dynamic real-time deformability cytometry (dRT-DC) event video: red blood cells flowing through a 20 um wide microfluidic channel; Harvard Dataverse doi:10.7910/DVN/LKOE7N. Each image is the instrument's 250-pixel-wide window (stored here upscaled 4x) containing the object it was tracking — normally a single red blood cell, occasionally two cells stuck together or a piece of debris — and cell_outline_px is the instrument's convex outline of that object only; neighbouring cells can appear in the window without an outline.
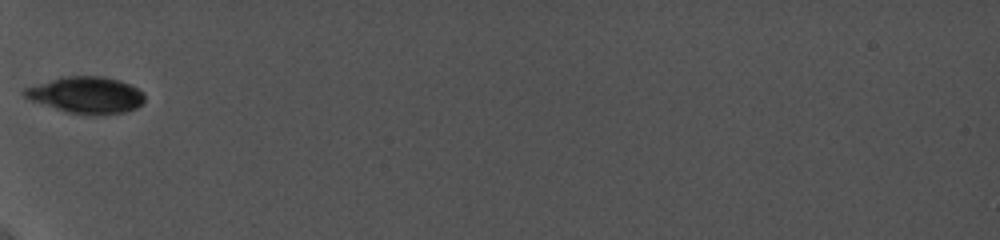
{"species": "common noctule bat (a hibernating species)", "species_latin": "Nyctalus noctula", "temperature_condition": "cold", "stored_images_in_passage": 13, "camera_frame_rate_fps": 5000, "um_per_image_px": 0.085, "animal": {"sex": "female", "body_mass_g": 19.0, "forearm_length_mm": 56.7}, "frame": {"image": 1, "passage_image": 1, "time_ms": 0.0, "image_size_px": [1000, 240], "cell_outline_px": [[144, 100], [136, 108], [124, 112], [92, 116], [68, 112], [32, 100], [24, 96], [20, 92], [24, 88], [64, 76], [104, 76], [120, 80], [136, 88], [144, 96]], "centroid_in_image_um": [7.32, 8.08], "position_along_channel_um": 77.7, "area_um2": 25.32}}
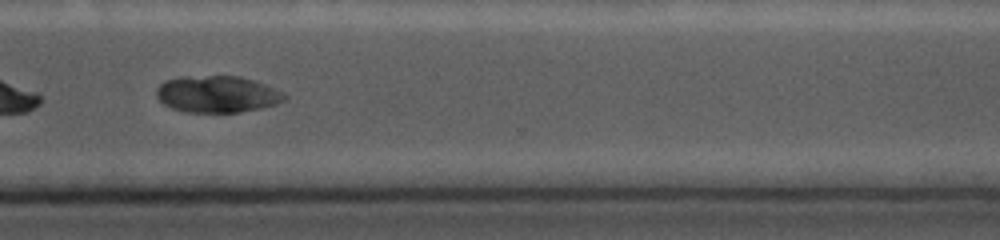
{"frame": {"image": 2, "passage_image": 10, "time_ms": 7.4, "image_size_px": [1000, 240], "cell_outline_px": [[288, 96], [284, 100], [276, 104], [264, 108], [240, 112], [184, 112], [172, 108], [164, 104], [156, 96], [156, 88], [164, 80], [180, 76], [240, 76], [256, 80], [284, 92]], "centroid_in_image_um": [18.48, 8.0], "position_along_channel_um": 352.1, "area_um2": 27.8}}
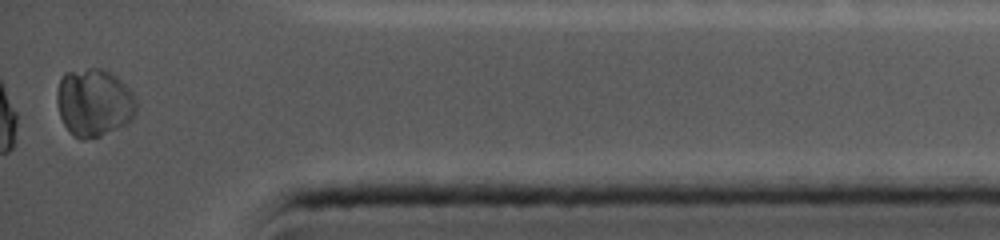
{"frame": {"image": 3, "passage_image": 13, "time_ms": 9.6, "image_size_px": [1000, 240], "cell_outline_px": [[136, 112], [132, 120], [128, 124], [100, 136], [84, 140], [80, 140], [72, 136], [64, 124], [60, 116], [56, 100], [56, 92], [60, 76], [64, 72], [88, 68], [100, 68], [116, 76], [132, 92], [136, 100]], "centroid_in_image_um": [7.97, 8.73], "position_along_channel_um": 427.2, "area_um2": 31.85}}